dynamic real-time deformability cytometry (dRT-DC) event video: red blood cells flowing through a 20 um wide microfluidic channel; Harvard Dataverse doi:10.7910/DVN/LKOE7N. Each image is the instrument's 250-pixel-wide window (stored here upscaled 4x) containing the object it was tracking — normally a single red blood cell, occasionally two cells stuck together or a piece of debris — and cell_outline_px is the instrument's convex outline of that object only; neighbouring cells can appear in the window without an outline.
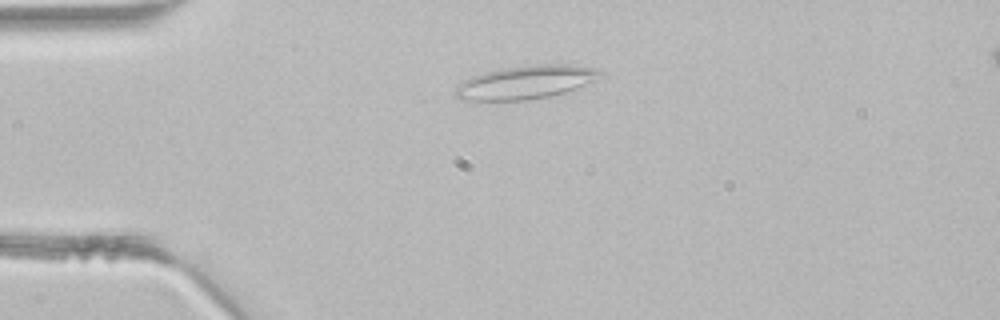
{"species": "common noctule bat (a hibernating species)", "species_latin": "Nyctalus noctula", "temperature_condition": "room temperature", "stored_images_in_passage": 1, "camera_frame_rate_fps": 3000, "um_per_image_px": 0.085, "animal": {"sex": "male", "body_mass_g": 21.5, "forearm_length_mm": 52.0}, "frame": {"image": 1, "passage_image": 1, "time_ms": 0.0, "image_size_px": [1000, 320], "cell_outline_px": [[604, 72], [592, 80], [584, 84], [564, 92], [548, 96], [528, 100], [464, 100], [456, 96], [452, 92], [456, 84], [472, 76], [484, 72], [504, 68], [536, 64], [568, 64], [596, 68]], "centroid_in_image_um": [44.6, 6.98], "position_along_channel_um": 40.4, "area_um2": 27.92}}